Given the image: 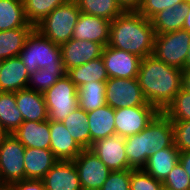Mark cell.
<instances>
[{
	"mask_svg": "<svg viewBox=\"0 0 190 190\" xmlns=\"http://www.w3.org/2000/svg\"><path fill=\"white\" fill-rule=\"evenodd\" d=\"M163 113L171 121H190V93L181 89Z\"/></svg>",
	"mask_w": 190,
	"mask_h": 190,
	"instance_id": "35",
	"label": "cell"
},
{
	"mask_svg": "<svg viewBox=\"0 0 190 190\" xmlns=\"http://www.w3.org/2000/svg\"><path fill=\"white\" fill-rule=\"evenodd\" d=\"M78 170L82 190H99L111 170L89 148L73 160Z\"/></svg>",
	"mask_w": 190,
	"mask_h": 190,
	"instance_id": "9",
	"label": "cell"
},
{
	"mask_svg": "<svg viewBox=\"0 0 190 190\" xmlns=\"http://www.w3.org/2000/svg\"><path fill=\"white\" fill-rule=\"evenodd\" d=\"M66 75L77 88L88 82H106L109 79L102 56L81 66L69 69Z\"/></svg>",
	"mask_w": 190,
	"mask_h": 190,
	"instance_id": "25",
	"label": "cell"
},
{
	"mask_svg": "<svg viewBox=\"0 0 190 190\" xmlns=\"http://www.w3.org/2000/svg\"><path fill=\"white\" fill-rule=\"evenodd\" d=\"M82 13L112 21L125 11L117 0H74Z\"/></svg>",
	"mask_w": 190,
	"mask_h": 190,
	"instance_id": "31",
	"label": "cell"
},
{
	"mask_svg": "<svg viewBox=\"0 0 190 190\" xmlns=\"http://www.w3.org/2000/svg\"><path fill=\"white\" fill-rule=\"evenodd\" d=\"M29 73L19 56L2 60L0 91L16 92L28 87Z\"/></svg>",
	"mask_w": 190,
	"mask_h": 190,
	"instance_id": "19",
	"label": "cell"
},
{
	"mask_svg": "<svg viewBox=\"0 0 190 190\" xmlns=\"http://www.w3.org/2000/svg\"><path fill=\"white\" fill-rule=\"evenodd\" d=\"M81 11L74 0L55 8L35 29L53 43L61 45L72 38Z\"/></svg>",
	"mask_w": 190,
	"mask_h": 190,
	"instance_id": "4",
	"label": "cell"
},
{
	"mask_svg": "<svg viewBox=\"0 0 190 190\" xmlns=\"http://www.w3.org/2000/svg\"><path fill=\"white\" fill-rule=\"evenodd\" d=\"M190 48V33L179 29L165 34H155L153 54L165 64L184 70Z\"/></svg>",
	"mask_w": 190,
	"mask_h": 190,
	"instance_id": "7",
	"label": "cell"
},
{
	"mask_svg": "<svg viewBox=\"0 0 190 190\" xmlns=\"http://www.w3.org/2000/svg\"><path fill=\"white\" fill-rule=\"evenodd\" d=\"M45 190H82L73 160L58 161L42 179Z\"/></svg>",
	"mask_w": 190,
	"mask_h": 190,
	"instance_id": "16",
	"label": "cell"
},
{
	"mask_svg": "<svg viewBox=\"0 0 190 190\" xmlns=\"http://www.w3.org/2000/svg\"><path fill=\"white\" fill-rule=\"evenodd\" d=\"M105 100L114 110L118 108L152 106L143 96L136 78H109L105 82Z\"/></svg>",
	"mask_w": 190,
	"mask_h": 190,
	"instance_id": "8",
	"label": "cell"
},
{
	"mask_svg": "<svg viewBox=\"0 0 190 190\" xmlns=\"http://www.w3.org/2000/svg\"><path fill=\"white\" fill-rule=\"evenodd\" d=\"M15 99L23 121L48 120V111L43 93L26 88L16 91Z\"/></svg>",
	"mask_w": 190,
	"mask_h": 190,
	"instance_id": "20",
	"label": "cell"
},
{
	"mask_svg": "<svg viewBox=\"0 0 190 190\" xmlns=\"http://www.w3.org/2000/svg\"><path fill=\"white\" fill-rule=\"evenodd\" d=\"M58 161L49 149L25 148V179L42 180Z\"/></svg>",
	"mask_w": 190,
	"mask_h": 190,
	"instance_id": "21",
	"label": "cell"
},
{
	"mask_svg": "<svg viewBox=\"0 0 190 190\" xmlns=\"http://www.w3.org/2000/svg\"><path fill=\"white\" fill-rule=\"evenodd\" d=\"M5 190H45L42 180L23 179L10 184Z\"/></svg>",
	"mask_w": 190,
	"mask_h": 190,
	"instance_id": "41",
	"label": "cell"
},
{
	"mask_svg": "<svg viewBox=\"0 0 190 190\" xmlns=\"http://www.w3.org/2000/svg\"><path fill=\"white\" fill-rule=\"evenodd\" d=\"M158 113L159 111L154 106L115 109V134L124 138L138 134Z\"/></svg>",
	"mask_w": 190,
	"mask_h": 190,
	"instance_id": "10",
	"label": "cell"
},
{
	"mask_svg": "<svg viewBox=\"0 0 190 190\" xmlns=\"http://www.w3.org/2000/svg\"><path fill=\"white\" fill-rule=\"evenodd\" d=\"M184 69H190V48L188 50V55H187V58H186V61H185Z\"/></svg>",
	"mask_w": 190,
	"mask_h": 190,
	"instance_id": "46",
	"label": "cell"
},
{
	"mask_svg": "<svg viewBox=\"0 0 190 190\" xmlns=\"http://www.w3.org/2000/svg\"><path fill=\"white\" fill-rule=\"evenodd\" d=\"M65 75V68H40L29 75L27 88L44 93L51 88L58 79L63 78Z\"/></svg>",
	"mask_w": 190,
	"mask_h": 190,
	"instance_id": "34",
	"label": "cell"
},
{
	"mask_svg": "<svg viewBox=\"0 0 190 190\" xmlns=\"http://www.w3.org/2000/svg\"><path fill=\"white\" fill-rule=\"evenodd\" d=\"M25 148L12 134L0 141V190L25 179Z\"/></svg>",
	"mask_w": 190,
	"mask_h": 190,
	"instance_id": "5",
	"label": "cell"
},
{
	"mask_svg": "<svg viewBox=\"0 0 190 190\" xmlns=\"http://www.w3.org/2000/svg\"><path fill=\"white\" fill-rule=\"evenodd\" d=\"M8 133L6 132V130L3 128V126L1 125L0 122V141L7 135Z\"/></svg>",
	"mask_w": 190,
	"mask_h": 190,
	"instance_id": "47",
	"label": "cell"
},
{
	"mask_svg": "<svg viewBox=\"0 0 190 190\" xmlns=\"http://www.w3.org/2000/svg\"><path fill=\"white\" fill-rule=\"evenodd\" d=\"M155 31L137 11H125L111 21L108 46L145 58L153 54Z\"/></svg>",
	"mask_w": 190,
	"mask_h": 190,
	"instance_id": "2",
	"label": "cell"
},
{
	"mask_svg": "<svg viewBox=\"0 0 190 190\" xmlns=\"http://www.w3.org/2000/svg\"><path fill=\"white\" fill-rule=\"evenodd\" d=\"M145 143L146 162L151 154L174 144L172 121L163 112H159L145 128Z\"/></svg>",
	"mask_w": 190,
	"mask_h": 190,
	"instance_id": "14",
	"label": "cell"
},
{
	"mask_svg": "<svg viewBox=\"0 0 190 190\" xmlns=\"http://www.w3.org/2000/svg\"><path fill=\"white\" fill-rule=\"evenodd\" d=\"M182 89L190 93V69L182 71Z\"/></svg>",
	"mask_w": 190,
	"mask_h": 190,
	"instance_id": "44",
	"label": "cell"
},
{
	"mask_svg": "<svg viewBox=\"0 0 190 190\" xmlns=\"http://www.w3.org/2000/svg\"><path fill=\"white\" fill-rule=\"evenodd\" d=\"M35 28H16L0 31V60L16 57L20 54L25 41Z\"/></svg>",
	"mask_w": 190,
	"mask_h": 190,
	"instance_id": "27",
	"label": "cell"
},
{
	"mask_svg": "<svg viewBox=\"0 0 190 190\" xmlns=\"http://www.w3.org/2000/svg\"><path fill=\"white\" fill-rule=\"evenodd\" d=\"M60 48L62 62L67 72L71 68L81 66L102 56L104 46L92 41L71 38L68 42L61 44Z\"/></svg>",
	"mask_w": 190,
	"mask_h": 190,
	"instance_id": "13",
	"label": "cell"
},
{
	"mask_svg": "<svg viewBox=\"0 0 190 190\" xmlns=\"http://www.w3.org/2000/svg\"><path fill=\"white\" fill-rule=\"evenodd\" d=\"M182 29L187 30L190 33V0H188L187 16L185 18V22Z\"/></svg>",
	"mask_w": 190,
	"mask_h": 190,
	"instance_id": "45",
	"label": "cell"
},
{
	"mask_svg": "<svg viewBox=\"0 0 190 190\" xmlns=\"http://www.w3.org/2000/svg\"><path fill=\"white\" fill-rule=\"evenodd\" d=\"M50 134V150L58 160H74L83 151L62 122L50 121Z\"/></svg>",
	"mask_w": 190,
	"mask_h": 190,
	"instance_id": "18",
	"label": "cell"
},
{
	"mask_svg": "<svg viewBox=\"0 0 190 190\" xmlns=\"http://www.w3.org/2000/svg\"><path fill=\"white\" fill-rule=\"evenodd\" d=\"M90 132V147L92 143L108 136L115 135V110L109 105L87 112Z\"/></svg>",
	"mask_w": 190,
	"mask_h": 190,
	"instance_id": "22",
	"label": "cell"
},
{
	"mask_svg": "<svg viewBox=\"0 0 190 190\" xmlns=\"http://www.w3.org/2000/svg\"><path fill=\"white\" fill-rule=\"evenodd\" d=\"M132 170L111 171L99 190H130Z\"/></svg>",
	"mask_w": 190,
	"mask_h": 190,
	"instance_id": "39",
	"label": "cell"
},
{
	"mask_svg": "<svg viewBox=\"0 0 190 190\" xmlns=\"http://www.w3.org/2000/svg\"><path fill=\"white\" fill-rule=\"evenodd\" d=\"M68 1L69 0H23L26 20L35 27L55 8Z\"/></svg>",
	"mask_w": 190,
	"mask_h": 190,
	"instance_id": "33",
	"label": "cell"
},
{
	"mask_svg": "<svg viewBox=\"0 0 190 190\" xmlns=\"http://www.w3.org/2000/svg\"><path fill=\"white\" fill-rule=\"evenodd\" d=\"M163 183L154 179L143 169L131 171L130 190H161Z\"/></svg>",
	"mask_w": 190,
	"mask_h": 190,
	"instance_id": "36",
	"label": "cell"
},
{
	"mask_svg": "<svg viewBox=\"0 0 190 190\" xmlns=\"http://www.w3.org/2000/svg\"><path fill=\"white\" fill-rule=\"evenodd\" d=\"M49 121L62 122L78 107V88L65 75L43 93Z\"/></svg>",
	"mask_w": 190,
	"mask_h": 190,
	"instance_id": "6",
	"label": "cell"
},
{
	"mask_svg": "<svg viewBox=\"0 0 190 190\" xmlns=\"http://www.w3.org/2000/svg\"><path fill=\"white\" fill-rule=\"evenodd\" d=\"M16 28H35L26 20L23 0H0V31Z\"/></svg>",
	"mask_w": 190,
	"mask_h": 190,
	"instance_id": "26",
	"label": "cell"
},
{
	"mask_svg": "<svg viewBox=\"0 0 190 190\" xmlns=\"http://www.w3.org/2000/svg\"><path fill=\"white\" fill-rule=\"evenodd\" d=\"M161 190H171V189L166 188L165 186H163V187L161 188Z\"/></svg>",
	"mask_w": 190,
	"mask_h": 190,
	"instance_id": "48",
	"label": "cell"
},
{
	"mask_svg": "<svg viewBox=\"0 0 190 190\" xmlns=\"http://www.w3.org/2000/svg\"><path fill=\"white\" fill-rule=\"evenodd\" d=\"M62 123L75 142H77L83 149L90 148V132L87 112L82 108L77 107L62 121Z\"/></svg>",
	"mask_w": 190,
	"mask_h": 190,
	"instance_id": "28",
	"label": "cell"
},
{
	"mask_svg": "<svg viewBox=\"0 0 190 190\" xmlns=\"http://www.w3.org/2000/svg\"><path fill=\"white\" fill-rule=\"evenodd\" d=\"M137 79L146 101L163 112L182 89V70L149 55L142 59Z\"/></svg>",
	"mask_w": 190,
	"mask_h": 190,
	"instance_id": "1",
	"label": "cell"
},
{
	"mask_svg": "<svg viewBox=\"0 0 190 190\" xmlns=\"http://www.w3.org/2000/svg\"><path fill=\"white\" fill-rule=\"evenodd\" d=\"M188 1L168 7L151 19L155 34H165L182 29L187 16Z\"/></svg>",
	"mask_w": 190,
	"mask_h": 190,
	"instance_id": "24",
	"label": "cell"
},
{
	"mask_svg": "<svg viewBox=\"0 0 190 190\" xmlns=\"http://www.w3.org/2000/svg\"><path fill=\"white\" fill-rule=\"evenodd\" d=\"M185 1L186 0H142L137 12L150 20L158 12L168 7L179 5Z\"/></svg>",
	"mask_w": 190,
	"mask_h": 190,
	"instance_id": "38",
	"label": "cell"
},
{
	"mask_svg": "<svg viewBox=\"0 0 190 190\" xmlns=\"http://www.w3.org/2000/svg\"><path fill=\"white\" fill-rule=\"evenodd\" d=\"M0 122L8 134H12L23 123L22 114L17 108L15 92L0 91Z\"/></svg>",
	"mask_w": 190,
	"mask_h": 190,
	"instance_id": "30",
	"label": "cell"
},
{
	"mask_svg": "<svg viewBox=\"0 0 190 190\" xmlns=\"http://www.w3.org/2000/svg\"><path fill=\"white\" fill-rule=\"evenodd\" d=\"M111 170L128 169V159L125 153V138L117 134L97 140L89 148Z\"/></svg>",
	"mask_w": 190,
	"mask_h": 190,
	"instance_id": "12",
	"label": "cell"
},
{
	"mask_svg": "<svg viewBox=\"0 0 190 190\" xmlns=\"http://www.w3.org/2000/svg\"><path fill=\"white\" fill-rule=\"evenodd\" d=\"M162 183L171 190H190V178L180 163L172 169Z\"/></svg>",
	"mask_w": 190,
	"mask_h": 190,
	"instance_id": "37",
	"label": "cell"
},
{
	"mask_svg": "<svg viewBox=\"0 0 190 190\" xmlns=\"http://www.w3.org/2000/svg\"><path fill=\"white\" fill-rule=\"evenodd\" d=\"M125 153L128 169H142L146 165L145 128L125 138Z\"/></svg>",
	"mask_w": 190,
	"mask_h": 190,
	"instance_id": "32",
	"label": "cell"
},
{
	"mask_svg": "<svg viewBox=\"0 0 190 190\" xmlns=\"http://www.w3.org/2000/svg\"><path fill=\"white\" fill-rule=\"evenodd\" d=\"M179 155L180 151L173 144L171 147L151 154L142 169L154 179L163 182L172 169L179 163Z\"/></svg>",
	"mask_w": 190,
	"mask_h": 190,
	"instance_id": "23",
	"label": "cell"
},
{
	"mask_svg": "<svg viewBox=\"0 0 190 190\" xmlns=\"http://www.w3.org/2000/svg\"><path fill=\"white\" fill-rule=\"evenodd\" d=\"M124 11H137L142 0H117Z\"/></svg>",
	"mask_w": 190,
	"mask_h": 190,
	"instance_id": "42",
	"label": "cell"
},
{
	"mask_svg": "<svg viewBox=\"0 0 190 190\" xmlns=\"http://www.w3.org/2000/svg\"><path fill=\"white\" fill-rule=\"evenodd\" d=\"M105 82L92 81L78 88V107L85 112L96 110L106 105Z\"/></svg>",
	"mask_w": 190,
	"mask_h": 190,
	"instance_id": "29",
	"label": "cell"
},
{
	"mask_svg": "<svg viewBox=\"0 0 190 190\" xmlns=\"http://www.w3.org/2000/svg\"><path fill=\"white\" fill-rule=\"evenodd\" d=\"M174 144L180 152L190 150V121H172Z\"/></svg>",
	"mask_w": 190,
	"mask_h": 190,
	"instance_id": "40",
	"label": "cell"
},
{
	"mask_svg": "<svg viewBox=\"0 0 190 190\" xmlns=\"http://www.w3.org/2000/svg\"><path fill=\"white\" fill-rule=\"evenodd\" d=\"M30 74L40 68H64L60 45L34 29L18 55Z\"/></svg>",
	"mask_w": 190,
	"mask_h": 190,
	"instance_id": "3",
	"label": "cell"
},
{
	"mask_svg": "<svg viewBox=\"0 0 190 190\" xmlns=\"http://www.w3.org/2000/svg\"><path fill=\"white\" fill-rule=\"evenodd\" d=\"M179 163L187 173L190 178V150L185 152H180Z\"/></svg>",
	"mask_w": 190,
	"mask_h": 190,
	"instance_id": "43",
	"label": "cell"
},
{
	"mask_svg": "<svg viewBox=\"0 0 190 190\" xmlns=\"http://www.w3.org/2000/svg\"><path fill=\"white\" fill-rule=\"evenodd\" d=\"M26 148L49 149L50 121H23L12 133Z\"/></svg>",
	"mask_w": 190,
	"mask_h": 190,
	"instance_id": "17",
	"label": "cell"
},
{
	"mask_svg": "<svg viewBox=\"0 0 190 190\" xmlns=\"http://www.w3.org/2000/svg\"><path fill=\"white\" fill-rule=\"evenodd\" d=\"M110 24L107 19L81 12L72 38L100 43L105 47L109 43Z\"/></svg>",
	"mask_w": 190,
	"mask_h": 190,
	"instance_id": "15",
	"label": "cell"
},
{
	"mask_svg": "<svg viewBox=\"0 0 190 190\" xmlns=\"http://www.w3.org/2000/svg\"><path fill=\"white\" fill-rule=\"evenodd\" d=\"M102 58L109 78H136L142 58L106 45Z\"/></svg>",
	"mask_w": 190,
	"mask_h": 190,
	"instance_id": "11",
	"label": "cell"
}]
</instances>
